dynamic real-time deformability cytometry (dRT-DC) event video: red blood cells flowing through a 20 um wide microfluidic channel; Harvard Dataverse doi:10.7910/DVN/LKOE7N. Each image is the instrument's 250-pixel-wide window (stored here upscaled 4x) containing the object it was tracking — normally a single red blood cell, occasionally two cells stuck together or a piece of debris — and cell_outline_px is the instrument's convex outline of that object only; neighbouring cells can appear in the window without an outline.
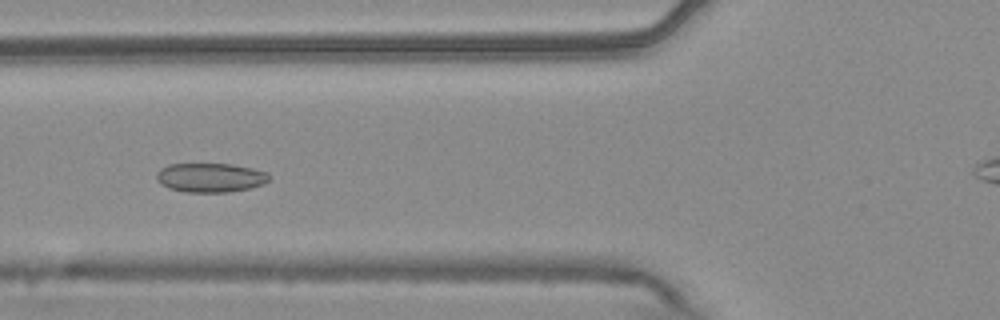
{"species": "common noctule bat (a hibernating species)", "species_latin": "Nyctalus noctula", "temperature_condition": "warm", "stored_images_in_passage": 56, "camera_frame_rate_fps": 3000, "um_per_image_px": 0.085, "animal": {"sex": "male", "body_mass_g": 20.4}, "frame": {"image": 1, "passage_image": 21, "time_ms": 6.667, "image_size_px": [1000, 320], "cell_outline_px": [[272, 176], [264, 184], [248, 188], [228, 192], [184, 192], [168, 188], [160, 184], [156, 180], [156, 172], [160, 168], [168, 164], [232, 164], [252, 168], [268, 172]], "centroid_in_image_um": [17.86, 15.09], "position_along_channel_um": 107.9, "area_um2": 19.36}}
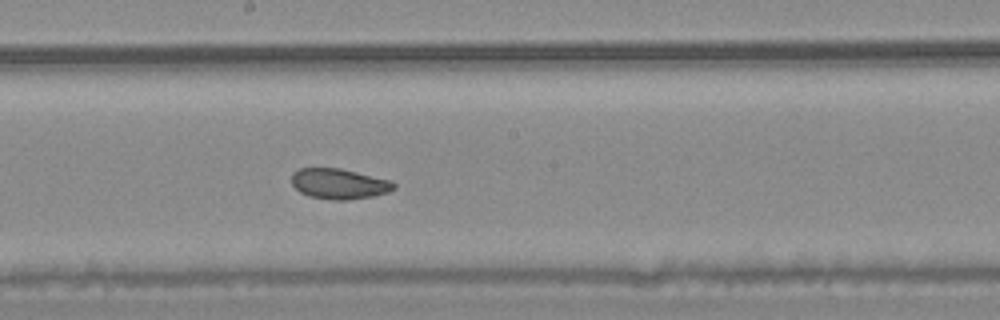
{"frame": {"image": 2, "passage_image": 30, "time_ms": 9.667, "image_size_px": [1000, 320], "cell_outline_px": [[396, 188], [388, 192], [372, 196], [348, 200], [332, 200], [308, 196], [300, 192], [292, 184], [292, 172], [300, 168], [340, 168], [392, 180], [396, 184]], "centroid_in_image_um": [28.84, 15.62], "position_along_channel_um": 219.4, "area_um2": 18.26}}
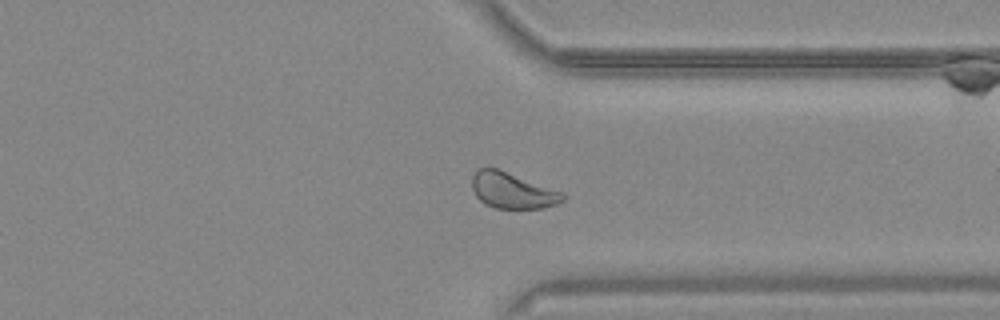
{"frame": {"image": 3, "passage_image": 42, "time_ms": 13.667, "image_size_px": [1000, 320], "cell_outline_px": [[568, 196], [564, 200], [556, 204], [544, 208], [496, 208], [484, 204], [476, 196], [472, 188], [472, 176], [480, 168], [496, 168], [564, 192]], "centroid_in_image_um": [43.59, 16.21], "position_along_channel_um": 367.8, "area_um2": 18.96}, "authors_computed_cell_mechanics": {"area_um2": 20.6346, "velocity_mm_per_s": 3.7144, "shape_relaxation_time_tau1_ms": null, "shape_relaxation_time_tau2_ms": 2.2077, "deformation_change_tau1": null, "deformation_change_tau2": 0.0642}}